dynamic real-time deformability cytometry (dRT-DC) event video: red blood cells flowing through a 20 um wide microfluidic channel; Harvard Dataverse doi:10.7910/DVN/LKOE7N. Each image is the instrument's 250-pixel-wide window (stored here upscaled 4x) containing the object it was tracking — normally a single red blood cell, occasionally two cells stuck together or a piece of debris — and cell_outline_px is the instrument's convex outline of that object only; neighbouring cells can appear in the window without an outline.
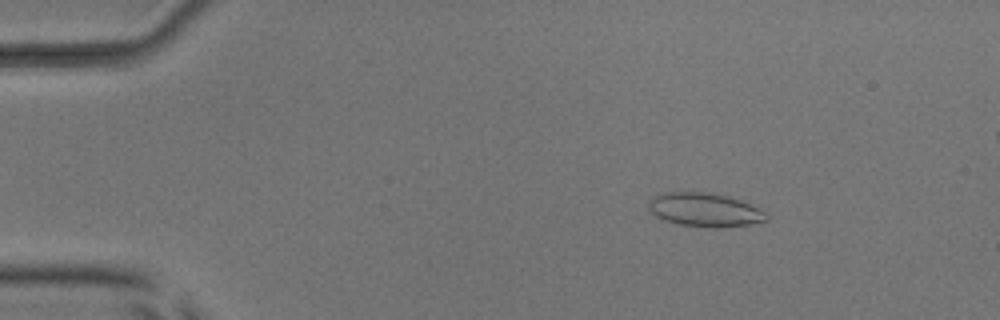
{"species": "common noctule bat (a hibernating species)", "species_latin": "Nyctalus noctula", "temperature_condition": "room temperature", "stored_images_in_passage": 25, "camera_frame_rate_fps": 3000, "um_per_image_px": 0.085, "animal": {"sex": "male", "body_mass_g": 17.9, "forearm_length_mm": 54.2}, "frame": {"image": 1, "passage_image": 8, "time_ms": 2.333, "image_size_px": [1000, 320], "cell_outline_px": [[768, 220], [752, 224], [720, 228], [716, 228], [680, 224], [664, 220], [656, 216], [648, 208], [648, 204], [652, 196], [664, 192], [708, 192], [728, 196], [740, 200], [764, 212], [768, 216]], "centroid_in_image_um": [59.88, 17.83], "position_along_channel_um": 25.1, "area_um2": 23.06}}
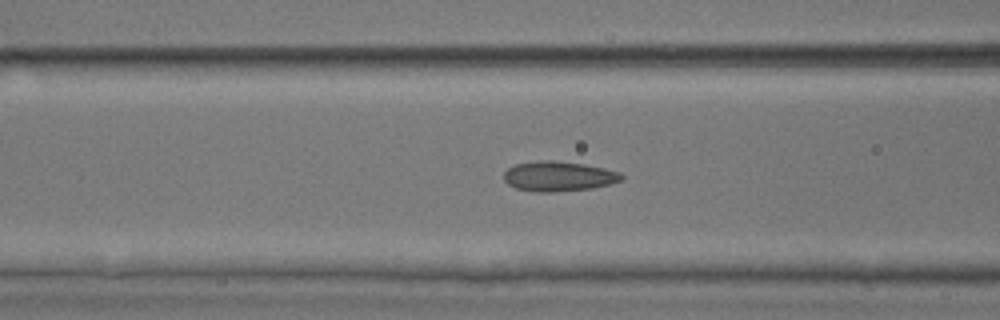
{"frame": {"image": 2, "passage_image": 21, "time_ms": 6.667, "image_size_px": [1000, 320], "cell_outline_px": [[624, 176], [620, 180], [612, 184], [592, 188], [552, 192], [532, 192], [516, 188], [508, 184], [504, 180], [504, 172], [508, 168], [516, 164], [540, 160], [552, 160], [584, 164], [604, 168], [620, 172]], "centroid_in_image_um": [47.47, 14.99], "position_along_channel_um": 119.1, "area_um2": 20.58}}